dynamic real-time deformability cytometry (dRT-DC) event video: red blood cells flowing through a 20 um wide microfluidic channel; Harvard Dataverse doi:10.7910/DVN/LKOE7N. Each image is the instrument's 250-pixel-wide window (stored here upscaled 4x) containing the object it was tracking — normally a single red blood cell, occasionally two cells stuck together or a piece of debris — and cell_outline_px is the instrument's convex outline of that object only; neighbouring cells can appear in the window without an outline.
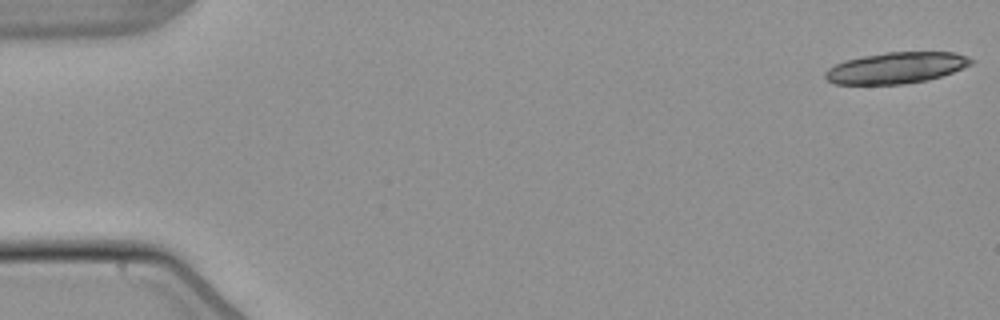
{"species": "common noctule bat (a hibernating species)", "species_latin": "Nyctalus noctula", "temperature_condition": "warm", "stored_images_in_passage": 4, "camera_frame_rate_fps": 3000, "um_per_image_px": 0.085, "animal": {"sex": "male", "body_mass_g": 21.5, "forearm_length_mm": 52.0}, "frame": {"image": 1, "passage_image": 1, "time_ms": 0.0, "image_size_px": [1000, 320], "cell_outline_px": [[972, 64], [952, 72], [928, 80], [904, 84], [832, 84], [824, 76], [824, 72], [828, 68], [844, 60], [884, 52], [956, 52], [968, 56], [972, 60]], "centroid_in_image_um": [76.16, 5.76], "position_along_channel_um": 8.8, "area_um2": 26.53}}